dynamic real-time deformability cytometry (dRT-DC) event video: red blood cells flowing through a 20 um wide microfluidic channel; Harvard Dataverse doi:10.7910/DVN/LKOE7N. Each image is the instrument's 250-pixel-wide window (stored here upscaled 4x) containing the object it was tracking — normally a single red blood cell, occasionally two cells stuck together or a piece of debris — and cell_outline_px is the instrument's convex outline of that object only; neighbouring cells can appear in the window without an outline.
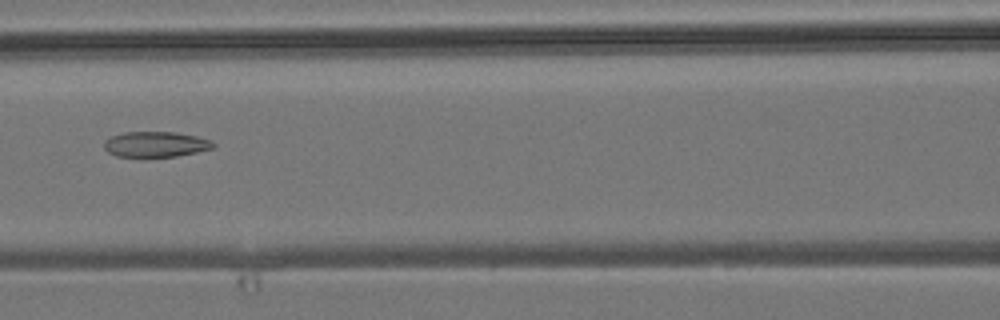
{"species": "common noctule bat (a hibernating species)", "species_latin": "Nyctalus noctula", "temperature_condition": "room temperature", "stored_images_in_passage": 4, "camera_frame_rate_fps": 3000, "um_per_image_px": 0.085, "animal": {"sex": "male", "body_mass_g": 19.2, "forearm_length_mm": 51.8}, "frame": {"image": 1, "passage_image": 4, "time_ms": 3.333, "image_size_px": [1000, 320], "cell_outline_px": [[216, 144], [212, 148], [196, 152], [176, 156], [116, 156], [108, 152], [104, 148], [104, 140], [112, 136], [124, 132], [176, 132], [196, 136], [208, 140]], "centroid_in_image_um": [13.2, 12.25], "position_along_channel_um": 153.4, "area_um2": 15.95}}